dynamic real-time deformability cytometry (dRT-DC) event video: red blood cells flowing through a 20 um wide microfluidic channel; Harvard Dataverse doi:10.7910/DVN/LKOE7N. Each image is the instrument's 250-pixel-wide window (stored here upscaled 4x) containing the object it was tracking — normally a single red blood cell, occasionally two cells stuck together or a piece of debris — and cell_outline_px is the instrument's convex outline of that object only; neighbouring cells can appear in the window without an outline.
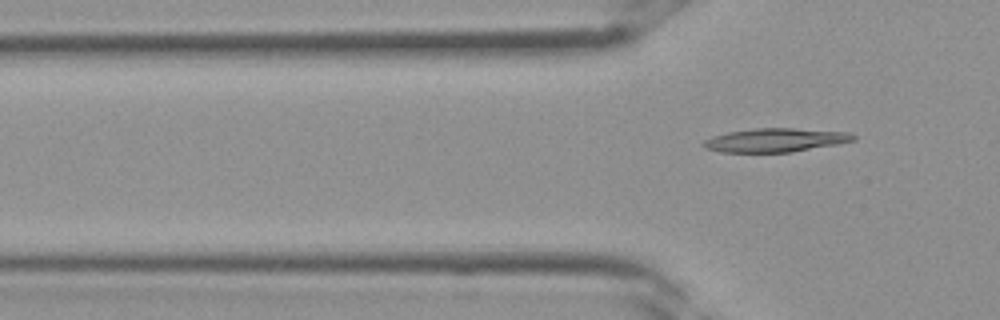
{"species": "Egyptian fruit bat (a non-hibernating species)", "species_latin": "Rousettus aegyptiacus", "temperature_condition": "room temperature", "stored_images_in_passage": 4, "camera_frame_rate_fps": 3000, "um_per_image_px": 0.085, "frame": {"image": 1, "passage_image": 3, "time_ms": 0.667, "image_size_px": [1000, 320], "cell_outline_px": [[856, 140], [836, 144], [792, 152], [720, 152], [704, 148], [700, 144], [704, 140], [712, 136], [728, 132], [756, 128], [792, 128], [848, 132], [856, 136]], "centroid_in_image_um": [65.87, 11.91], "position_along_channel_um": 59.9, "area_um2": 20.69}}
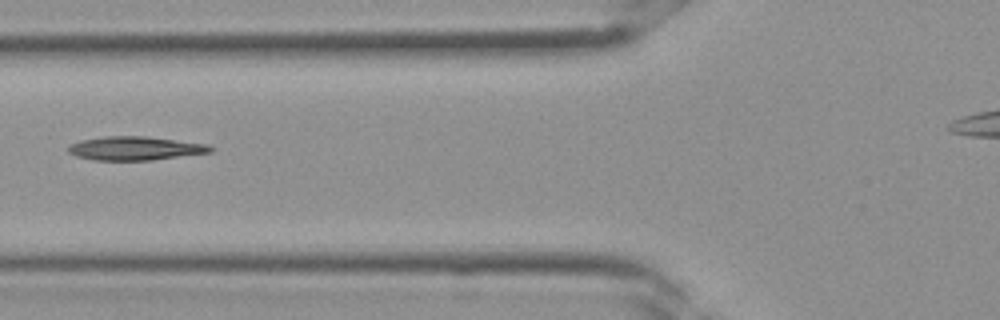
{"frame": {"image": 2, "passage_image": 4, "time_ms": 1.0, "image_size_px": [1000, 320], "cell_outline_px": [[216, 148], [212, 152], [152, 160], [92, 160], [76, 156], [68, 152], [68, 148], [72, 144], [80, 140], [104, 136], [144, 136], [208, 144]], "centroid_in_image_um": [11.51, 12.61], "position_along_channel_um": 114.3, "area_um2": 19.65}}